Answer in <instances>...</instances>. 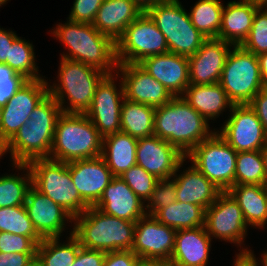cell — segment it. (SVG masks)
Masks as SVG:
<instances>
[{
    "instance_id": "6da1fadb",
    "label": "cell",
    "mask_w": 267,
    "mask_h": 266,
    "mask_svg": "<svg viewBox=\"0 0 267 266\" xmlns=\"http://www.w3.org/2000/svg\"><path fill=\"white\" fill-rule=\"evenodd\" d=\"M61 113L59 104L48 93L34 108L27 123L2 148L1 157L9 152L13 164L49 158L56 121Z\"/></svg>"
},
{
    "instance_id": "7a4b0ae2",
    "label": "cell",
    "mask_w": 267,
    "mask_h": 266,
    "mask_svg": "<svg viewBox=\"0 0 267 266\" xmlns=\"http://www.w3.org/2000/svg\"><path fill=\"white\" fill-rule=\"evenodd\" d=\"M51 34L67 47L61 58L81 62L106 74L117 72L116 44L92 24L67 20L52 29ZM69 52V53H68Z\"/></svg>"
},
{
    "instance_id": "3957f363",
    "label": "cell",
    "mask_w": 267,
    "mask_h": 266,
    "mask_svg": "<svg viewBox=\"0 0 267 266\" xmlns=\"http://www.w3.org/2000/svg\"><path fill=\"white\" fill-rule=\"evenodd\" d=\"M194 110L182 96L173 97L168 103L155 108L154 135L175 146L187 156L198 144L216 130Z\"/></svg>"
},
{
    "instance_id": "277c9868",
    "label": "cell",
    "mask_w": 267,
    "mask_h": 266,
    "mask_svg": "<svg viewBox=\"0 0 267 266\" xmlns=\"http://www.w3.org/2000/svg\"><path fill=\"white\" fill-rule=\"evenodd\" d=\"M73 235L81 247L104 252L132 250L135 224L89 207L73 218Z\"/></svg>"
},
{
    "instance_id": "5b68a950",
    "label": "cell",
    "mask_w": 267,
    "mask_h": 266,
    "mask_svg": "<svg viewBox=\"0 0 267 266\" xmlns=\"http://www.w3.org/2000/svg\"><path fill=\"white\" fill-rule=\"evenodd\" d=\"M103 137L85 113L58 117L49 159L69 163L102 154Z\"/></svg>"
},
{
    "instance_id": "8992f818",
    "label": "cell",
    "mask_w": 267,
    "mask_h": 266,
    "mask_svg": "<svg viewBox=\"0 0 267 266\" xmlns=\"http://www.w3.org/2000/svg\"><path fill=\"white\" fill-rule=\"evenodd\" d=\"M105 75L95 67L61 58L58 83L48 82V92L62 112L85 113L91 107L97 84Z\"/></svg>"
},
{
    "instance_id": "52a82bcc",
    "label": "cell",
    "mask_w": 267,
    "mask_h": 266,
    "mask_svg": "<svg viewBox=\"0 0 267 266\" xmlns=\"http://www.w3.org/2000/svg\"><path fill=\"white\" fill-rule=\"evenodd\" d=\"M28 166L32 186L60 205L73 218L90 207L72 182L68 163L44 158L31 160Z\"/></svg>"
},
{
    "instance_id": "ba28073f",
    "label": "cell",
    "mask_w": 267,
    "mask_h": 266,
    "mask_svg": "<svg viewBox=\"0 0 267 266\" xmlns=\"http://www.w3.org/2000/svg\"><path fill=\"white\" fill-rule=\"evenodd\" d=\"M165 36L169 52L189 57L206 40L191 23L189 13L179 0H168L145 11Z\"/></svg>"
},
{
    "instance_id": "9c48e42d",
    "label": "cell",
    "mask_w": 267,
    "mask_h": 266,
    "mask_svg": "<svg viewBox=\"0 0 267 266\" xmlns=\"http://www.w3.org/2000/svg\"><path fill=\"white\" fill-rule=\"evenodd\" d=\"M219 84L233 104H248L264 88L257 55L241 46H233Z\"/></svg>"
},
{
    "instance_id": "30bf717a",
    "label": "cell",
    "mask_w": 267,
    "mask_h": 266,
    "mask_svg": "<svg viewBox=\"0 0 267 266\" xmlns=\"http://www.w3.org/2000/svg\"><path fill=\"white\" fill-rule=\"evenodd\" d=\"M237 152L215 131L187 156L208 180L222 192L234 186Z\"/></svg>"
},
{
    "instance_id": "8fae6325",
    "label": "cell",
    "mask_w": 267,
    "mask_h": 266,
    "mask_svg": "<svg viewBox=\"0 0 267 266\" xmlns=\"http://www.w3.org/2000/svg\"><path fill=\"white\" fill-rule=\"evenodd\" d=\"M115 44L118 64H139L147 57L169 52L165 36L145 11L125 29Z\"/></svg>"
},
{
    "instance_id": "7c38bea8",
    "label": "cell",
    "mask_w": 267,
    "mask_h": 266,
    "mask_svg": "<svg viewBox=\"0 0 267 266\" xmlns=\"http://www.w3.org/2000/svg\"><path fill=\"white\" fill-rule=\"evenodd\" d=\"M115 73L106 74L97 84L91 107L85 112L102 137L121 131V106L125 94L121 78L119 88L116 87L118 74Z\"/></svg>"
},
{
    "instance_id": "4fadbf2b",
    "label": "cell",
    "mask_w": 267,
    "mask_h": 266,
    "mask_svg": "<svg viewBox=\"0 0 267 266\" xmlns=\"http://www.w3.org/2000/svg\"><path fill=\"white\" fill-rule=\"evenodd\" d=\"M247 228L241 208L227 191L221 192L205 210V229L210 237L236 244L242 248L239 251H249L241 247Z\"/></svg>"
},
{
    "instance_id": "5bb4252c",
    "label": "cell",
    "mask_w": 267,
    "mask_h": 266,
    "mask_svg": "<svg viewBox=\"0 0 267 266\" xmlns=\"http://www.w3.org/2000/svg\"><path fill=\"white\" fill-rule=\"evenodd\" d=\"M222 129L216 132L236 151L262 150L267 134L249 104H234Z\"/></svg>"
},
{
    "instance_id": "9a60e30c",
    "label": "cell",
    "mask_w": 267,
    "mask_h": 266,
    "mask_svg": "<svg viewBox=\"0 0 267 266\" xmlns=\"http://www.w3.org/2000/svg\"><path fill=\"white\" fill-rule=\"evenodd\" d=\"M48 81L44 78L27 80L2 107L0 123V151L27 123L30 114L48 94Z\"/></svg>"
},
{
    "instance_id": "2e32d148",
    "label": "cell",
    "mask_w": 267,
    "mask_h": 266,
    "mask_svg": "<svg viewBox=\"0 0 267 266\" xmlns=\"http://www.w3.org/2000/svg\"><path fill=\"white\" fill-rule=\"evenodd\" d=\"M175 235V229L146 214L136 221L132 251L142 260L167 264L174 249Z\"/></svg>"
},
{
    "instance_id": "e0dca14e",
    "label": "cell",
    "mask_w": 267,
    "mask_h": 266,
    "mask_svg": "<svg viewBox=\"0 0 267 266\" xmlns=\"http://www.w3.org/2000/svg\"><path fill=\"white\" fill-rule=\"evenodd\" d=\"M116 71L123 82L125 98L129 101L156 108L174 97L137 63L117 64Z\"/></svg>"
},
{
    "instance_id": "ac0fdd59",
    "label": "cell",
    "mask_w": 267,
    "mask_h": 266,
    "mask_svg": "<svg viewBox=\"0 0 267 266\" xmlns=\"http://www.w3.org/2000/svg\"><path fill=\"white\" fill-rule=\"evenodd\" d=\"M186 158L175 146L156 135L139 138L136 163L157 179H170Z\"/></svg>"
},
{
    "instance_id": "d6986e66",
    "label": "cell",
    "mask_w": 267,
    "mask_h": 266,
    "mask_svg": "<svg viewBox=\"0 0 267 266\" xmlns=\"http://www.w3.org/2000/svg\"><path fill=\"white\" fill-rule=\"evenodd\" d=\"M24 206L35 231L42 239L61 237L66 222H73L69 213L33 186L27 192Z\"/></svg>"
},
{
    "instance_id": "ffe728a7",
    "label": "cell",
    "mask_w": 267,
    "mask_h": 266,
    "mask_svg": "<svg viewBox=\"0 0 267 266\" xmlns=\"http://www.w3.org/2000/svg\"><path fill=\"white\" fill-rule=\"evenodd\" d=\"M233 46L218 38L206 39L196 53L188 57L190 84L219 83L227 56Z\"/></svg>"
},
{
    "instance_id": "44dd1931",
    "label": "cell",
    "mask_w": 267,
    "mask_h": 266,
    "mask_svg": "<svg viewBox=\"0 0 267 266\" xmlns=\"http://www.w3.org/2000/svg\"><path fill=\"white\" fill-rule=\"evenodd\" d=\"M71 179L81 198L95 206L114 177L102 156L68 163Z\"/></svg>"
},
{
    "instance_id": "7402d4cb",
    "label": "cell",
    "mask_w": 267,
    "mask_h": 266,
    "mask_svg": "<svg viewBox=\"0 0 267 266\" xmlns=\"http://www.w3.org/2000/svg\"><path fill=\"white\" fill-rule=\"evenodd\" d=\"M139 65L175 97L190 85L188 57L167 52L143 59Z\"/></svg>"
},
{
    "instance_id": "603a6c76",
    "label": "cell",
    "mask_w": 267,
    "mask_h": 266,
    "mask_svg": "<svg viewBox=\"0 0 267 266\" xmlns=\"http://www.w3.org/2000/svg\"><path fill=\"white\" fill-rule=\"evenodd\" d=\"M103 213L136 222L146 215L143 202L120 177L114 176L94 206Z\"/></svg>"
},
{
    "instance_id": "cb8c5ba5",
    "label": "cell",
    "mask_w": 267,
    "mask_h": 266,
    "mask_svg": "<svg viewBox=\"0 0 267 266\" xmlns=\"http://www.w3.org/2000/svg\"><path fill=\"white\" fill-rule=\"evenodd\" d=\"M212 238L205 226L177 230L170 266H206Z\"/></svg>"
},
{
    "instance_id": "d4e9b609",
    "label": "cell",
    "mask_w": 267,
    "mask_h": 266,
    "mask_svg": "<svg viewBox=\"0 0 267 266\" xmlns=\"http://www.w3.org/2000/svg\"><path fill=\"white\" fill-rule=\"evenodd\" d=\"M184 161L186 162V158L178 165L175 174L172 176L176 185V200L199 205L206 210L222 191L193 165L177 175Z\"/></svg>"
},
{
    "instance_id": "484cf974",
    "label": "cell",
    "mask_w": 267,
    "mask_h": 266,
    "mask_svg": "<svg viewBox=\"0 0 267 266\" xmlns=\"http://www.w3.org/2000/svg\"><path fill=\"white\" fill-rule=\"evenodd\" d=\"M142 13L132 0H104L92 25L116 42Z\"/></svg>"
},
{
    "instance_id": "4316f807",
    "label": "cell",
    "mask_w": 267,
    "mask_h": 266,
    "mask_svg": "<svg viewBox=\"0 0 267 266\" xmlns=\"http://www.w3.org/2000/svg\"><path fill=\"white\" fill-rule=\"evenodd\" d=\"M259 7L242 0L228 2L223 7L218 39L240 46L251 30L254 14Z\"/></svg>"
},
{
    "instance_id": "83f0119b",
    "label": "cell",
    "mask_w": 267,
    "mask_h": 266,
    "mask_svg": "<svg viewBox=\"0 0 267 266\" xmlns=\"http://www.w3.org/2000/svg\"><path fill=\"white\" fill-rule=\"evenodd\" d=\"M182 97L208 122L209 120L214 121L228 108L231 110L234 105L219 83L212 85L190 84Z\"/></svg>"
},
{
    "instance_id": "f1b7e54d",
    "label": "cell",
    "mask_w": 267,
    "mask_h": 266,
    "mask_svg": "<svg viewBox=\"0 0 267 266\" xmlns=\"http://www.w3.org/2000/svg\"><path fill=\"white\" fill-rule=\"evenodd\" d=\"M138 139L124 132L103 137L102 154L113 176L120 177L136 163Z\"/></svg>"
},
{
    "instance_id": "f546056e",
    "label": "cell",
    "mask_w": 267,
    "mask_h": 266,
    "mask_svg": "<svg viewBox=\"0 0 267 266\" xmlns=\"http://www.w3.org/2000/svg\"><path fill=\"white\" fill-rule=\"evenodd\" d=\"M238 203L247 225L258 229L267 224V185H234L227 191Z\"/></svg>"
},
{
    "instance_id": "4dcf8cb0",
    "label": "cell",
    "mask_w": 267,
    "mask_h": 266,
    "mask_svg": "<svg viewBox=\"0 0 267 266\" xmlns=\"http://www.w3.org/2000/svg\"><path fill=\"white\" fill-rule=\"evenodd\" d=\"M72 233L66 243L60 242V237L43 239L37 246L36 266H72L81 248Z\"/></svg>"
},
{
    "instance_id": "1f68e13d",
    "label": "cell",
    "mask_w": 267,
    "mask_h": 266,
    "mask_svg": "<svg viewBox=\"0 0 267 266\" xmlns=\"http://www.w3.org/2000/svg\"><path fill=\"white\" fill-rule=\"evenodd\" d=\"M155 108L124 99L121 106V132L134 138L154 135Z\"/></svg>"
},
{
    "instance_id": "d6a6232c",
    "label": "cell",
    "mask_w": 267,
    "mask_h": 266,
    "mask_svg": "<svg viewBox=\"0 0 267 266\" xmlns=\"http://www.w3.org/2000/svg\"><path fill=\"white\" fill-rule=\"evenodd\" d=\"M159 222L173 229H192L205 226V209L199 205L175 201L153 215Z\"/></svg>"
},
{
    "instance_id": "836d02e7",
    "label": "cell",
    "mask_w": 267,
    "mask_h": 266,
    "mask_svg": "<svg viewBox=\"0 0 267 266\" xmlns=\"http://www.w3.org/2000/svg\"><path fill=\"white\" fill-rule=\"evenodd\" d=\"M15 170L26 172L19 176L4 174L0 176V208L24 205L27 192L32 186V176L28 164H13Z\"/></svg>"
},
{
    "instance_id": "e575fe53",
    "label": "cell",
    "mask_w": 267,
    "mask_h": 266,
    "mask_svg": "<svg viewBox=\"0 0 267 266\" xmlns=\"http://www.w3.org/2000/svg\"><path fill=\"white\" fill-rule=\"evenodd\" d=\"M223 7L221 0H198L191 8V23L206 39L218 38Z\"/></svg>"
},
{
    "instance_id": "d590c367",
    "label": "cell",
    "mask_w": 267,
    "mask_h": 266,
    "mask_svg": "<svg viewBox=\"0 0 267 266\" xmlns=\"http://www.w3.org/2000/svg\"><path fill=\"white\" fill-rule=\"evenodd\" d=\"M34 45L26 39L17 37L10 46L9 59L4 64L28 80L42 79L35 62Z\"/></svg>"
},
{
    "instance_id": "8d00e7d4",
    "label": "cell",
    "mask_w": 267,
    "mask_h": 266,
    "mask_svg": "<svg viewBox=\"0 0 267 266\" xmlns=\"http://www.w3.org/2000/svg\"><path fill=\"white\" fill-rule=\"evenodd\" d=\"M234 185H266L261 150L237 152Z\"/></svg>"
},
{
    "instance_id": "74e56055",
    "label": "cell",
    "mask_w": 267,
    "mask_h": 266,
    "mask_svg": "<svg viewBox=\"0 0 267 266\" xmlns=\"http://www.w3.org/2000/svg\"><path fill=\"white\" fill-rule=\"evenodd\" d=\"M0 232L40 237L35 231L24 205L0 208Z\"/></svg>"
},
{
    "instance_id": "f35d334b",
    "label": "cell",
    "mask_w": 267,
    "mask_h": 266,
    "mask_svg": "<svg viewBox=\"0 0 267 266\" xmlns=\"http://www.w3.org/2000/svg\"><path fill=\"white\" fill-rule=\"evenodd\" d=\"M240 46L255 55L267 52V8L264 6L256 10L251 30Z\"/></svg>"
},
{
    "instance_id": "ab89813d",
    "label": "cell",
    "mask_w": 267,
    "mask_h": 266,
    "mask_svg": "<svg viewBox=\"0 0 267 266\" xmlns=\"http://www.w3.org/2000/svg\"><path fill=\"white\" fill-rule=\"evenodd\" d=\"M120 178L145 203L151 197L155 184L159 180L137 164L125 171Z\"/></svg>"
},
{
    "instance_id": "60d3db41",
    "label": "cell",
    "mask_w": 267,
    "mask_h": 266,
    "mask_svg": "<svg viewBox=\"0 0 267 266\" xmlns=\"http://www.w3.org/2000/svg\"><path fill=\"white\" fill-rule=\"evenodd\" d=\"M176 185L173 178L158 180L155 184L151 197L145 205V212L154 215L159 209L174 203L177 198Z\"/></svg>"
},
{
    "instance_id": "b9f144b4",
    "label": "cell",
    "mask_w": 267,
    "mask_h": 266,
    "mask_svg": "<svg viewBox=\"0 0 267 266\" xmlns=\"http://www.w3.org/2000/svg\"><path fill=\"white\" fill-rule=\"evenodd\" d=\"M41 237H28L9 232H0V252L36 253Z\"/></svg>"
},
{
    "instance_id": "7bdbcfd3",
    "label": "cell",
    "mask_w": 267,
    "mask_h": 266,
    "mask_svg": "<svg viewBox=\"0 0 267 266\" xmlns=\"http://www.w3.org/2000/svg\"><path fill=\"white\" fill-rule=\"evenodd\" d=\"M23 75L16 73L8 65L0 63V106L8 100L26 83Z\"/></svg>"
},
{
    "instance_id": "ee69618b",
    "label": "cell",
    "mask_w": 267,
    "mask_h": 266,
    "mask_svg": "<svg viewBox=\"0 0 267 266\" xmlns=\"http://www.w3.org/2000/svg\"><path fill=\"white\" fill-rule=\"evenodd\" d=\"M104 0H74L69 20L92 24Z\"/></svg>"
},
{
    "instance_id": "f6af8a7d",
    "label": "cell",
    "mask_w": 267,
    "mask_h": 266,
    "mask_svg": "<svg viewBox=\"0 0 267 266\" xmlns=\"http://www.w3.org/2000/svg\"><path fill=\"white\" fill-rule=\"evenodd\" d=\"M106 252L81 247L72 266H104Z\"/></svg>"
},
{
    "instance_id": "bcb514c9",
    "label": "cell",
    "mask_w": 267,
    "mask_h": 266,
    "mask_svg": "<svg viewBox=\"0 0 267 266\" xmlns=\"http://www.w3.org/2000/svg\"><path fill=\"white\" fill-rule=\"evenodd\" d=\"M140 258L132 250L106 252L104 266H134Z\"/></svg>"
},
{
    "instance_id": "7dc6e473",
    "label": "cell",
    "mask_w": 267,
    "mask_h": 266,
    "mask_svg": "<svg viewBox=\"0 0 267 266\" xmlns=\"http://www.w3.org/2000/svg\"><path fill=\"white\" fill-rule=\"evenodd\" d=\"M36 253L0 252V266H35Z\"/></svg>"
},
{
    "instance_id": "c3c4849f",
    "label": "cell",
    "mask_w": 267,
    "mask_h": 266,
    "mask_svg": "<svg viewBox=\"0 0 267 266\" xmlns=\"http://www.w3.org/2000/svg\"><path fill=\"white\" fill-rule=\"evenodd\" d=\"M248 104L255 111L267 134V87L262 88Z\"/></svg>"
},
{
    "instance_id": "681fc988",
    "label": "cell",
    "mask_w": 267,
    "mask_h": 266,
    "mask_svg": "<svg viewBox=\"0 0 267 266\" xmlns=\"http://www.w3.org/2000/svg\"><path fill=\"white\" fill-rule=\"evenodd\" d=\"M17 37L14 31L0 28V63L9 59L10 46Z\"/></svg>"
},
{
    "instance_id": "f907efd6",
    "label": "cell",
    "mask_w": 267,
    "mask_h": 266,
    "mask_svg": "<svg viewBox=\"0 0 267 266\" xmlns=\"http://www.w3.org/2000/svg\"><path fill=\"white\" fill-rule=\"evenodd\" d=\"M255 256L251 249L249 251H240L235 256L236 259H234L233 266H259L260 264H258Z\"/></svg>"
},
{
    "instance_id": "816d5d0a",
    "label": "cell",
    "mask_w": 267,
    "mask_h": 266,
    "mask_svg": "<svg viewBox=\"0 0 267 266\" xmlns=\"http://www.w3.org/2000/svg\"><path fill=\"white\" fill-rule=\"evenodd\" d=\"M262 83L264 87H267V52L257 55Z\"/></svg>"
},
{
    "instance_id": "f5cc1de1",
    "label": "cell",
    "mask_w": 267,
    "mask_h": 266,
    "mask_svg": "<svg viewBox=\"0 0 267 266\" xmlns=\"http://www.w3.org/2000/svg\"><path fill=\"white\" fill-rule=\"evenodd\" d=\"M142 11H146L148 8L157 5L159 3L166 2L168 0H132Z\"/></svg>"
},
{
    "instance_id": "db71d44e",
    "label": "cell",
    "mask_w": 267,
    "mask_h": 266,
    "mask_svg": "<svg viewBox=\"0 0 267 266\" xmlns=\"http://www.w3.org/2000/svg\"><path fill=\"white\" fill-rule=\"evenodd\" d=\"M162 263L152 260L140 259L134 266H161Z\"/></svg>"
},
{
    "instance_id": "11a10c76",
    "label": "cell",
    "mask_w": 267,
    "mask_h": 266,
    "mask_svg": "<svg viewBox=\"0 0 267 266\" xmlns=\"http://www.w3.org/2000/svg\"><path fill=\"white\" fill-rule=\"evenodd\" d=\"M261 152H262V157H263V161H264L265 181H266V185H267V144L261 150Z\"/></svg>"
},
{
    "instance_id": "9f6ffc18",
    "label": "cell",
    "mask_w": 267,
    "mask_h": 266,
    "mask_svg": "<svg viewBox=\"0 0 267 266\" xmlns=\"http://www.w3.org/2000/svg\"><path fill=\"white\" fill-rule=\"evenodd\" d=\"M242 1L253 3L260 7L265 6L267 4V0H242Z\"/></svg>"
},
{
    "instance_id": "6f0895ef",
    "label": "cell",
    "mask_w": 267,
    "mask_h": 266,
    "mask_svg": "<svg viewBox=\"0 0 267 266\" xmlns=\"http://www.w3.org/2000/svg\"><path fill=\"white\" fill-rule=\"evenodd\" d=\"M261 263L263 266H267V249L266 251H263V254L261 255Z\"/></svg>"
},
{
    "instance_id": "680465c9",
    "label": "cell",
    "mask_w": 267,
    "mask_h": 266,
    "mask_svg": "<svg viewBox=\"0 0 267 266\" xmlns=\"http://www.w3.org/2000/svg\"><path fill=\"white\" fill-rule=\"evenodd\" d=\"M9 0H0V6H2L3 4H6V2Z\"/></svg>"
},
{
    "instance_id": "91938a15",
    "label": "cell",
    "mask_w": 267,
    "mask_h": 266,
    "mask_svg": "<svg viewBox=\"0 0 267 266\" xmlns=\"http://www.w3.org/2000/svg\"><path fill=\"white\" fill-rule=\"evenodd\" d=\"M1 116H2V107L0 106V123H1Z\"/></svg>"
}]
</instances>
